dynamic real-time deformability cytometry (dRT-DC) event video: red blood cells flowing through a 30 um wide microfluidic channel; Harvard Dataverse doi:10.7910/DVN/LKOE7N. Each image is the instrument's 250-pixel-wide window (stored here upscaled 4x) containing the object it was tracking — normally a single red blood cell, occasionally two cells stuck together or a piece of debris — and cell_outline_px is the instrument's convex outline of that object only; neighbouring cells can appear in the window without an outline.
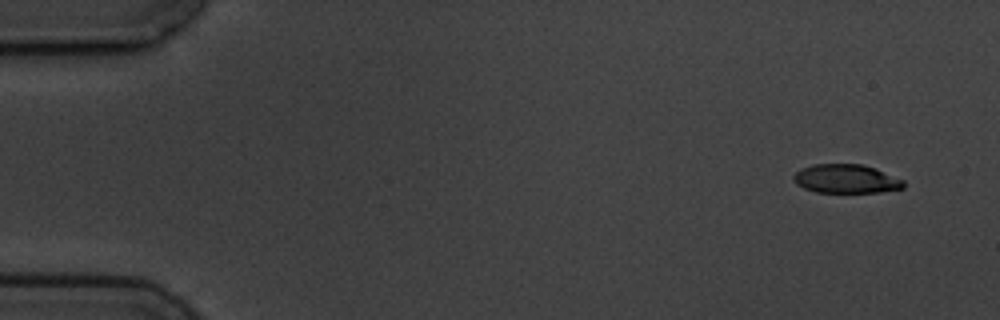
{"species": "common noctule bat (a hibernating species)", "species_latin": "Nyctalus noctula", "temperature_condition": "cold", "stored_images_in_passage": 4, "camera_frame_rate_fps": 3000, "um_per_image_px": 0.085, "animal": {"sex": "male", "body_mass_g": 19.5, "forearm_length_mm": 54.6}, "frame": {"image": 1, "passage_image": 1, "time_ms": 0.0, "image_size_px": [1000, 320], "cell_outline_px": [[904, 188], [880, 192], [816, 192], [804, 188], [796, 184], [792, 176], [796, 172], [812, 164], [864, 164], [876, 168], [904, 180]], "centroid_in_image_um": [71.93, 15.19], "position_along_channel_um": 13.1, "area_um2": 18.5}}